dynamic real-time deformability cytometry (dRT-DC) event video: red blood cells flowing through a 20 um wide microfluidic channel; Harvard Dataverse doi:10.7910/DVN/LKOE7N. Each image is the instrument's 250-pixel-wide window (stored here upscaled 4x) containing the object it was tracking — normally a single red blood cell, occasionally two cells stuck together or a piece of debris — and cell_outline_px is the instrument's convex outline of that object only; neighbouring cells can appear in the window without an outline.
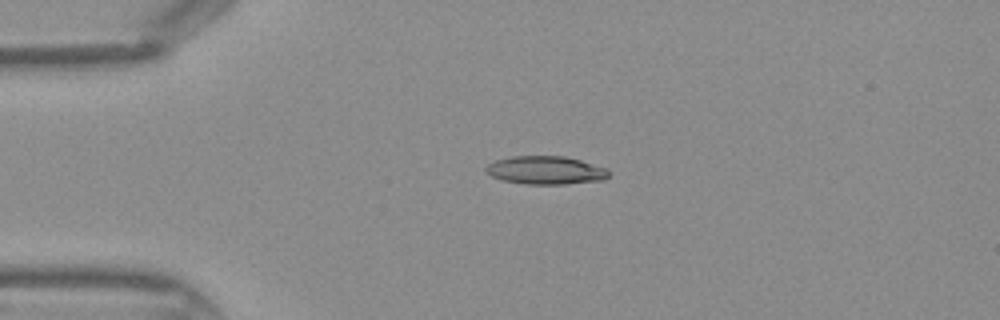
{"species": "Egyptian fruit bat (a non-hibernating species)", "species_latin": "Rousettus aegyptiacus", "temperature_condition": "warm", "stored_images_in_passage": 35, "camera_frame_rate_fps": 3000, "um_per_image_px": 0.085, "frame": {"image": 1, "passage_image": 1, "time_ms": 0.0, "image_size_px": [1000, 320], "cell_outline_px": [[608, 176], [604, 180], [564, 184], [524, 184], [504, 180], [492, 176], [484, 168], [488, 164], [496, 160], [512, 156], [564, 156], [580, 160], [604, 168], [608, 172]], "centroid_in_image_um": [46.36, 14.47], "position_along_channel_um": 38.6, "area_um2": 19.94}}
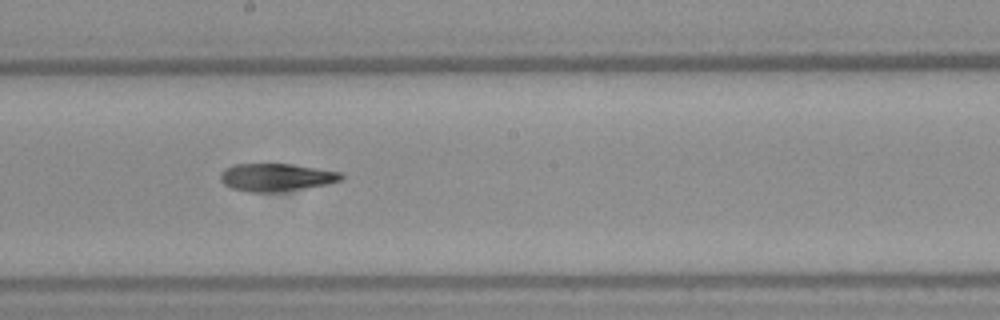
{"frame": {"image": 2, "passage_image": 15, "time_ms": 4.667, "image_size_px": [1000, 320], "cell_outline_px": [[344, 176], [340, 180], [328, 184], [276, 192], [252, 192], [232, 188], [224, 184], [220, 180], [220, 172], [224, 168], [232, 164], [292, 164], [340, 172]], "centroid_in_image_um": [23.43, 15.06], "position_along_channel_um": 224.8, "area_um2": 19.42}}
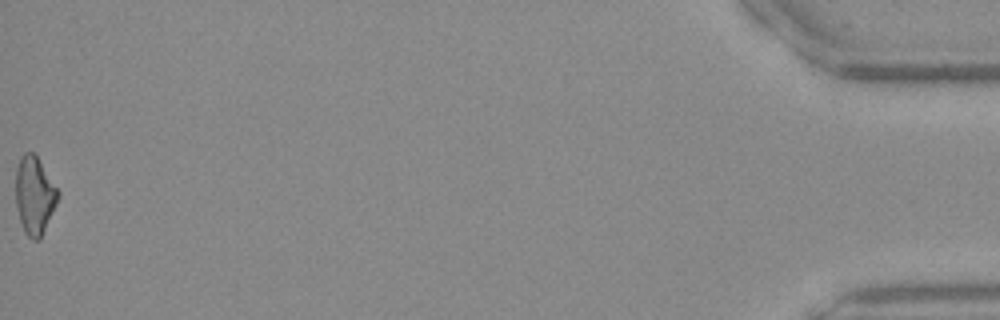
{"frame": {"image": 3, "passage_image": 35, "time_ms": 11.333, "image_size_px": [1000, 320], "cell_outline_px": [[60, 196], [40, 236], [36, 240], [32, 240], [24, 232], [20, 220], [16, 204], [16, 168], [20, 156], [24, 152], [32, 152], [36, 156], [60, 192]], "centroid_in_image_um": [2.92, 16.57], "position_along_channel_um": 432.3, "area_um2": 18.79}}